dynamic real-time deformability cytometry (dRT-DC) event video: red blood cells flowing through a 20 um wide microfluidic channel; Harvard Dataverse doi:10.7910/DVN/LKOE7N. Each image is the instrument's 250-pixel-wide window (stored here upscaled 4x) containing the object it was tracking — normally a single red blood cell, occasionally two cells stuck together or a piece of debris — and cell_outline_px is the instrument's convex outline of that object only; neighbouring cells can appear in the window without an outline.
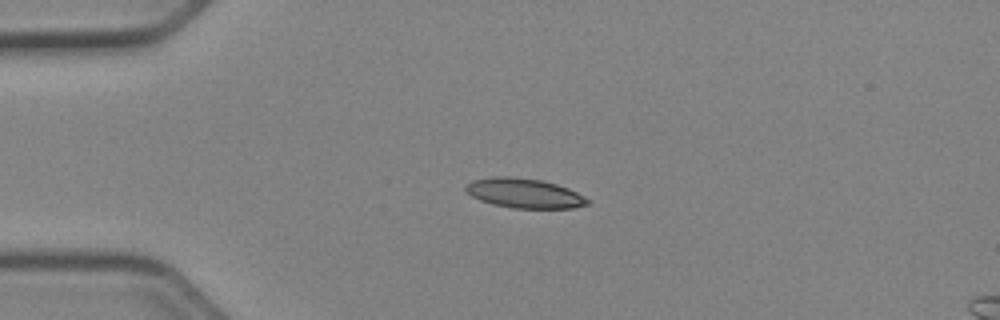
{"species": "Egyptian fruit bat (a non-hibernating species)", "species_latin": "Rousettus aegyptiacus", "temperature_condition": "cold", "stored_images_in_passage": 35, "camera_frame_rate_fps": 3000, "um_per_image_px": 0.085, "animal": {"sex": "female"}, "frame": {"image": 1, "passage_image": 1, "time_ms": 0.0, "image_size_px": [1000, 320], "cell_outline_px": [[592, 204], [572, 208], [512, 208], [492, 204], [480, 200], [472, 196], [464, 188], [472, 180], [492, 176], [508, 176], [540, 180], [556, 184], [568, 188], [592, 200]], "centroid_in_image_um": [44.6, 16.43], "position_along_channel_um": 40.4, "area_um2": 21.1}}
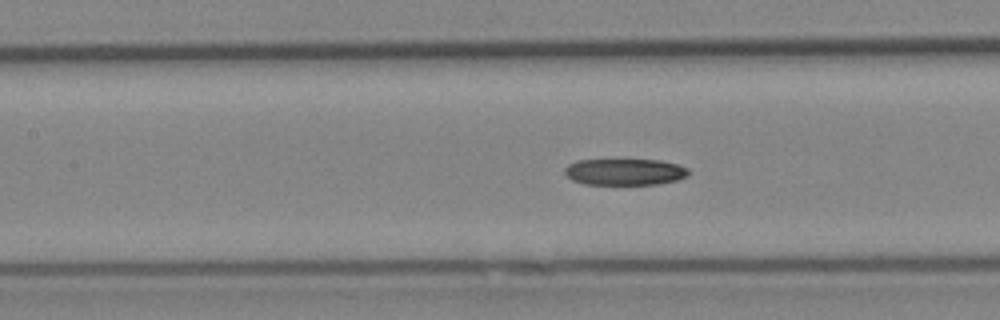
{"frame": {"image": 2, "passage_image": 12, "time_ms": 3.667, "image_size_px": [1000, 320], "cell_outline_px": [[688, 176], [676, 180], [660, 184], [584, 184], [572, 180], [564, 172], [564, 168], [568, 164], [576, 160], [660, 160], [676, 164], [688, 168]], "centroid_in_image_um": [53.09, 14.61], "position_along_channel_um": 154.3, "area_um2": 19.07}}
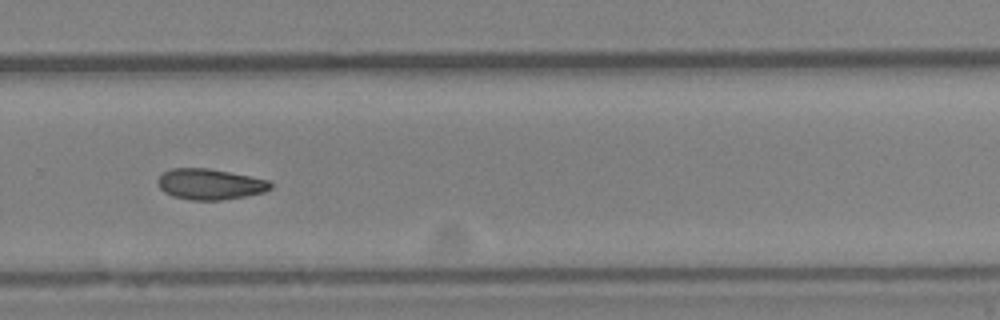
{"frame": {"image": 3, "passage_image": 24, "time_ms": 7.667, "image_size_px": [1000, 320], "cell_outline_px": [[272, 188], [264, 192], [244, 196], [220, 200], [192, 200], [172, 196], [164, 192], [160, 188], [160, 176], [164, 172], [172, 168], [208, 168], [268, 180], [272, 184]], "centroid_in_image_um": [17.86, 15.66], "position_along_channel_um": 311.9, "area_um2": 19.88}, "authors_computed_cell_mechanics": {"area_um2": 20.3456, "velocity_mm_per_s": 3.948, "shape_relaxation_time_tau1_ms": null, "shape_relaxation_time_tau2_ms": 6.1649, "deformation_change_tau1": null, "deformation_change_tau2": 0.1147}}